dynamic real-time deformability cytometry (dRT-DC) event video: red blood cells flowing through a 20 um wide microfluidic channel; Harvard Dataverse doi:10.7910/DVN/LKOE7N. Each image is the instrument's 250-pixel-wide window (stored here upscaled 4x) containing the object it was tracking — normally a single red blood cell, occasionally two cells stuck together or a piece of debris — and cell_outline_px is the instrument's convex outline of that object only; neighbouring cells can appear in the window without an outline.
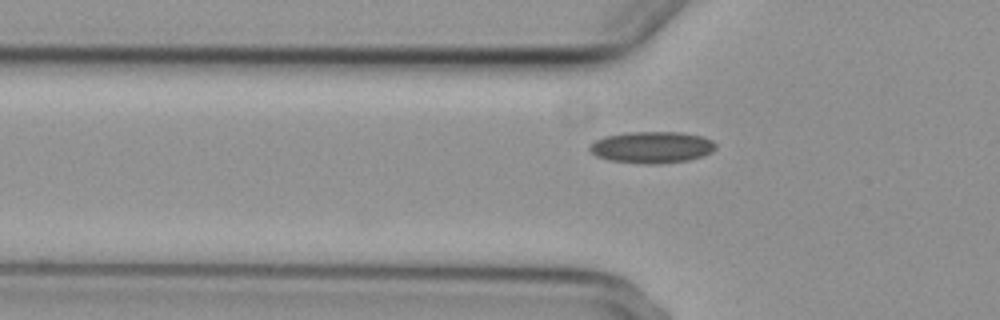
{"species": "common noctule bat (a hibernating species)", "species_latin": "Nyctalus noctula", "temperature_condition": "cold", "stored_images_in_passage": 5, "camera_frame_rate_fps": 3000, "um_per_image_px": 0.085, "animal": {"sex": "female", "body_mass_g": 29.2, "forearm_length_mm": 56.3}, "frame": {"image": 1, "passage_image": 3, "time_ms": 2.333, "image_size_px": [1000, 320], "cell_outline_px": [[716, 148], [712, 152], [704, 156], [688, 160], [660, 164], [644, 164], [608, 160], [596, 156], [588, 148], [588, 144], [604, 136], [628, 132], [680, 132], [704, 136], [712, 140], [716, 144]], "centroid_in_image_um": [55.42, 12.52], "position_along_channel_um": 70.4, "area_um2": 23.52}}
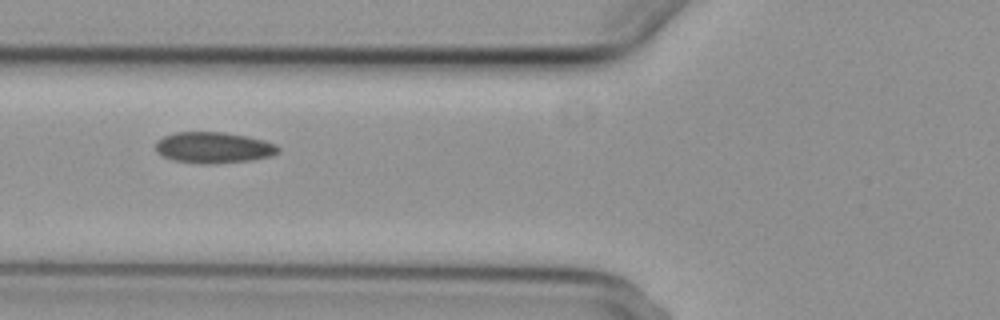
{"frame": {"image": 2, "passage_image": 4, "time_ms": 3.333, "image_size_px": [1000, 320], "cell_outline_px": [[280, 152], [272, 156], [252, 160], [216, 164], [200, 164], [172, 160], [160, 156], [156, 152], [156, 140], [164, 136], [176, 132], [224, 132], [248, 136], [264, 140], [276, 144], [280, 148]], "centroid_in_image_um": [18.15, 12.55], "position_along_channel_um": 107.6, "area_um2": 22.66}}
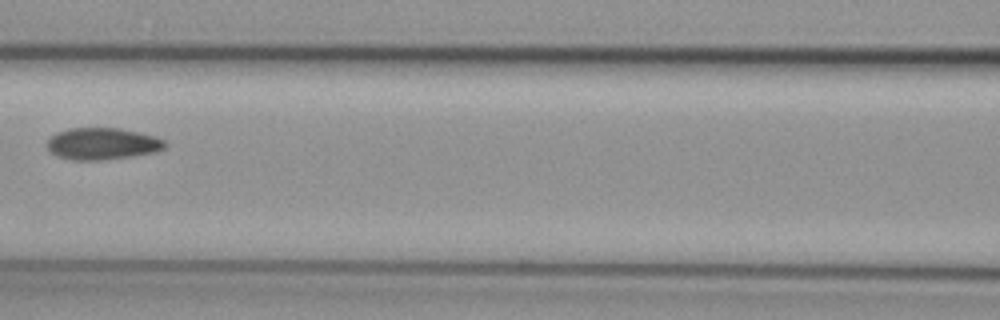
{"frame": {"image": 3, "passage_image": 5, "time_ms": 4.667, "image_size_px": [1000, 320], "cell_outline_px": [[168, 144], [164, 148], [156, 152], [132, 156], [100, 160], [72, 160], [56, 156], [48, 148], [48, 140], [56, 132], [68, 128], [120, 128], [140, 132], [156, 136], [164, 140]], "centroid_in_image_um": [8.73, 12.21], "position_along_channel_um": 157.9, "area_um2": 21.96}}